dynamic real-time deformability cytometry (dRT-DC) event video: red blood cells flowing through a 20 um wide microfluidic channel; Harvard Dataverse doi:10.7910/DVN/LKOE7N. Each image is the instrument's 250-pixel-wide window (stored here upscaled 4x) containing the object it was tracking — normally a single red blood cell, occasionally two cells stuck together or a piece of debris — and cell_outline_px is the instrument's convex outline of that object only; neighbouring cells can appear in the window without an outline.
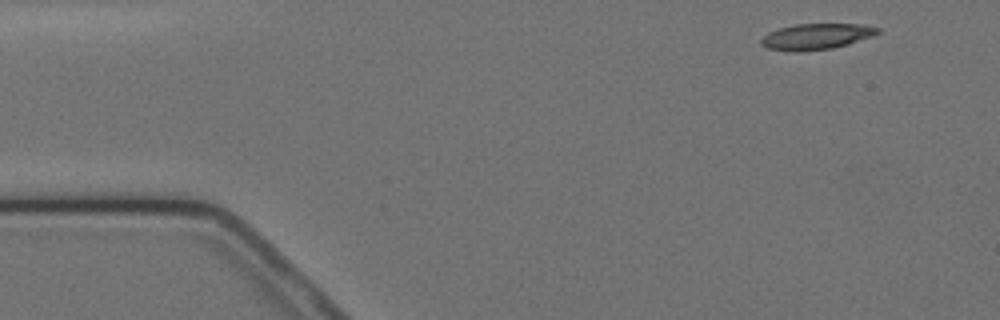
{"species": "Egyptian fruit bat (a non-hibernating species)", "species_latin": "Rousettus aegyptiacus", "temperature_condition": "cold", "stored_images_in_passage": 3, "camera_frame_rate_fps": 3000, "um_per_image_px": 0.085, "animal": {"sex": "female"}, "frame": {"image": 1, "passage_image": 1, "time_ms": 0.0, "image_size_px": [1000, 320], "cell_outline_px": [[880, 32], [872, 36], [848, 44], [832, 48], [800, 52], [792, 52], [768, 48], [760, 44], [760, 40], [768, 32], [780, 28], [796, 24], [864, 24], [880, 28]], "centroid_in_image_um": [69.38, 3.1], "position_along_channel_um": 15.6, "area_um2": 17.63}}